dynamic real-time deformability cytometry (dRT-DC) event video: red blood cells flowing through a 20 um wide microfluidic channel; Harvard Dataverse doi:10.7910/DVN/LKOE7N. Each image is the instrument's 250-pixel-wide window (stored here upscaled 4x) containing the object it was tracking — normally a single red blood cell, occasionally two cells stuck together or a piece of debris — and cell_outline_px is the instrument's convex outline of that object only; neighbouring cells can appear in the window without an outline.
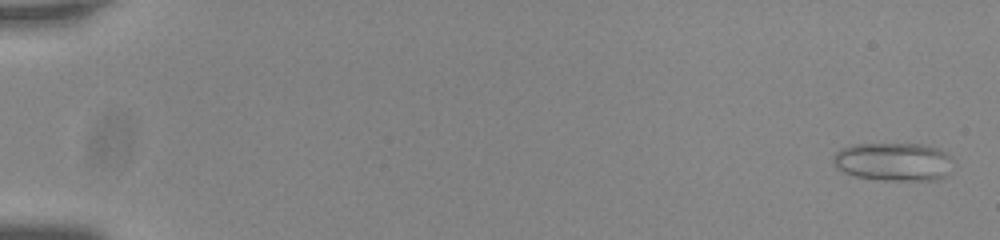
{"species": "common noctule bat (a hibernating species)", "species_latin": "Nyctalus noctula", "temperature_condition": "room temperature", "stored_images_in_passage": 56, "camera_frame_rate_fps": 3000, "um_per_image_px": 0.085, "animal": {"sex": "male", "body_mass_g": 20.0, "forearm_length_mm": 53.3}, "frame": {"image": 1, "passage_image": 2, "time_ms": 0.333, "image_size_px": [1000, 240], "cell_outline_px": [[956, 164], [944, 176], [936, 180], [880, 180], [856, 176], [844, 172], [836, 168], [832, 160], [832, 156], [840, 148], [852, 144], [924, 144], [936, 148], [944, 152]], "centroid_in_image_um": [75.93, 13.74], "position_along_channel_um": 9.1, "area_um2": 26.99}}
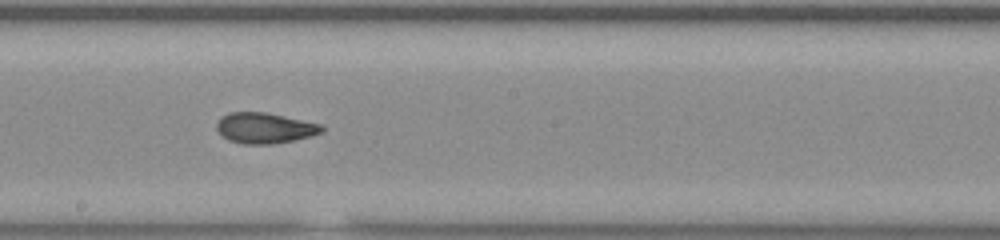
{"frame": {"image": 2, "passage_image": 33, "time_ms": 10.667, "image_size_px": [1000, 240], "cell_outline_px": [[324, 132], [292, 140], [272, 144], [244, 144], [228, 140], [216, 128], [216, 124], [220, 116], [228, 112], [268, 112], [320, 124], [324, 128]], "centroid_in_image_um": [22.47, 10.87], "position_along_channel_um": 225.7, "area_um2": 18.73}}
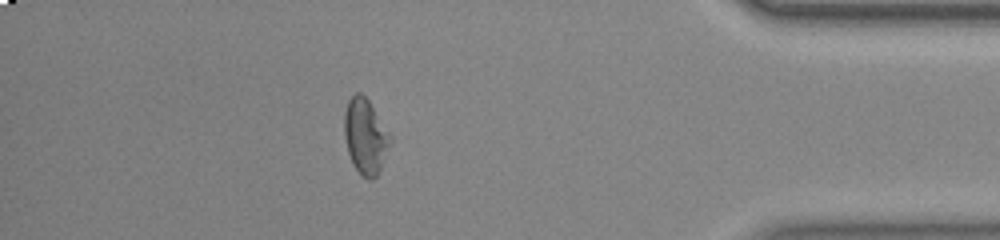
{"frame": {"image": 3, "passage_image": 50, "time_ms": 16.333, "image_size_px": [1000, 240], "cell_outline_px": [[392, 140], [380, 168], [376, 176], [372, 180], [368, 180], [356, 168], [348, 152], [344, 136], [344, 112], [348, 100], [356, 92], [360, 92], [368, 100], [392, 136]], "centroid_in_image_um": [31.06, 11.56], "position_along_channel_um": 404.1, "area_um2": 19.88}, "authors_computed_cell_mechanics": {"area_um2": 19.8254, "velocity_mm_per_s": 3.7592, "shape_relaxation_time_tau1_ms": null, "shape_relaxation_time_tau2_ms": 1.3364, "deformation_change_tau1": null, "deformation_change_tau2": 0.0693}}